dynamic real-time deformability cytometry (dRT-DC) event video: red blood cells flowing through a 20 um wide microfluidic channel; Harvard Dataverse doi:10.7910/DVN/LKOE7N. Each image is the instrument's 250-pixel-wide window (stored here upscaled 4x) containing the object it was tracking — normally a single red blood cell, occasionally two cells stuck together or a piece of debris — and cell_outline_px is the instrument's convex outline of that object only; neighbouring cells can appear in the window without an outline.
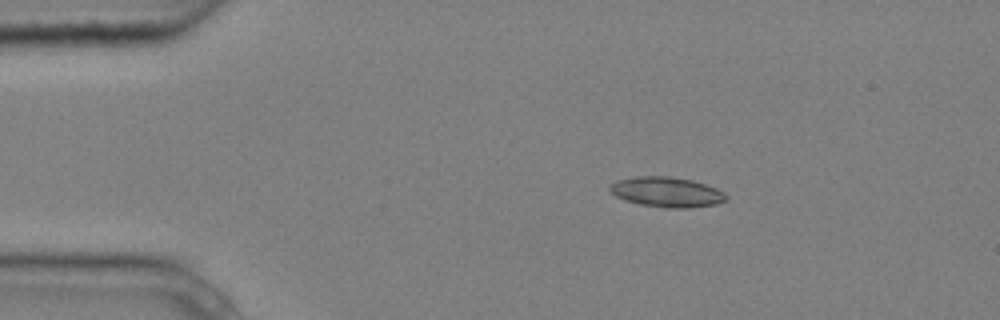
{"species": "common noctule bat (a hibernating species)", "species_latin": "Nyctalus noctula", "temperature_condition": "cold", "stored_images_in_passage": 3, "camera_frame_rate_fps": 3000, "um_per_image_px": 0.085, "animal": {"sex": "male", "body_mass_g": 20.4}, "frame": {"image": 1, "passage_image": 2, "time_ms": 0.333, "image_size_px": [1000, 320], "cell_outline_px": [[728, 200], [716, 204], [688, 208], [664, 208], [640, 204], [624, 200], [616, 196], [608, 188], [616, 180], [636, 176], [668, 176], [692, 180], [716, 188], [724, 192], [728, 196]], "centroid_in_image_um": [56.68, 16.33], "position_along_channel_um": 28.3, "area_um2": 20.46}}